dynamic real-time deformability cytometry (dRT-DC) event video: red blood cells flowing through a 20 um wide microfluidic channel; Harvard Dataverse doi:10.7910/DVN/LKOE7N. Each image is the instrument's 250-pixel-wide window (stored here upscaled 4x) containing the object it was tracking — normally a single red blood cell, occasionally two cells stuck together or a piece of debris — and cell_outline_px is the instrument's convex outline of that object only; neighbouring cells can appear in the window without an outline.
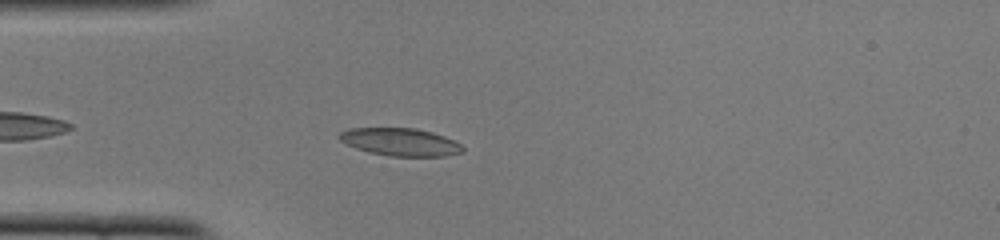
{"species": "common noctule bat (a hibernating species)", "species_latin": "Nyctalus noctula", "temperature_condition": "cold", "stored_images_in_passage": 41, "camera_frame_rate_fps": 3000, "um_per_image_px": 0.085, "animal": {"sex": "female", "body_mass_g": 22.0, "forearm_length_mm": 56.7}, "frame": {"image": 1, "passage_image": 4, "time_ms": 1.0, "image_size_px": [1000, 240], "cell_outline_px": [[464, 152], [448, 156], [388, 156], [368, 152], [356, 148], [340, 140], [336, 136], [340, 132], [348, 128], [416, 128], [432, 132], [444, 136], [460, 144], [464, 148]], "centroid_in_image_um": [34.02, 12.07], "position_along_channel_um": 51.0, "area_um2": 20.0}}
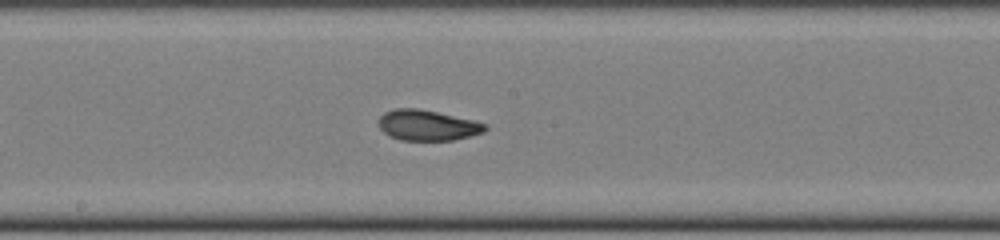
{"frame": {"image": 2, "passage_image": 17, "time_ms": 5.333, "image_size_px": [1000, 240], "cell_outline_px": [[488, 128], [484, 132], [452, 140], [400, 140], [388, 136], [380, 128], [380, 116], [384, 112], [396, 108], [416, 108], [436, 112], [472, 120], [488, 124]], "centroid_in_image_um": [36.32, 10.65], "position_along_channel_um": 211.9, "area_um2": 18.79}}
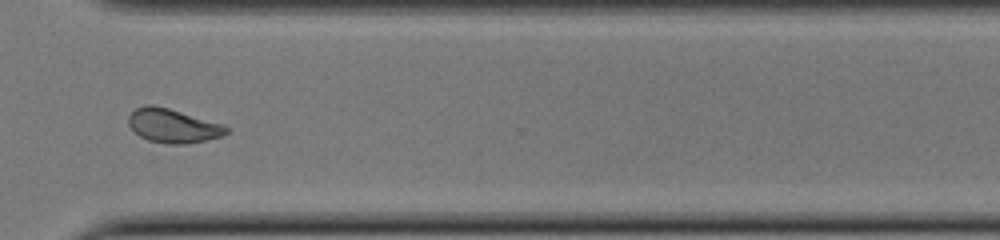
{"frame": {"image": 3, "passage_image": 28, "time_ms": 9.0, "image_size_px": [1000, 240], "cell_outline_px": [[228, 132], [220, 136], [204, 140], [184, 144], [168, 144], [148, 140], [140, 136], [128, 124], [128, 116], [136, 108], [148, 104], [152, 104], [168, 108], [224, 124], [228, 128]], "centroid_in_image_um": [14.69, 10.68], "position_along_channel_um": 355.9, "area_um2": 19.13}, "authors_computed_cell_mechanics": {"area_um2": 19.5942, "velocity_mm_per_s": 3.9048, "shape_relaxation_time_tau1_ms": 8.0278, "shape_relaxation_time_tau2_ms": 1.5555, "deformation_change_tau1": 0.1767, "deformation_change_tau2": 0.0645}}